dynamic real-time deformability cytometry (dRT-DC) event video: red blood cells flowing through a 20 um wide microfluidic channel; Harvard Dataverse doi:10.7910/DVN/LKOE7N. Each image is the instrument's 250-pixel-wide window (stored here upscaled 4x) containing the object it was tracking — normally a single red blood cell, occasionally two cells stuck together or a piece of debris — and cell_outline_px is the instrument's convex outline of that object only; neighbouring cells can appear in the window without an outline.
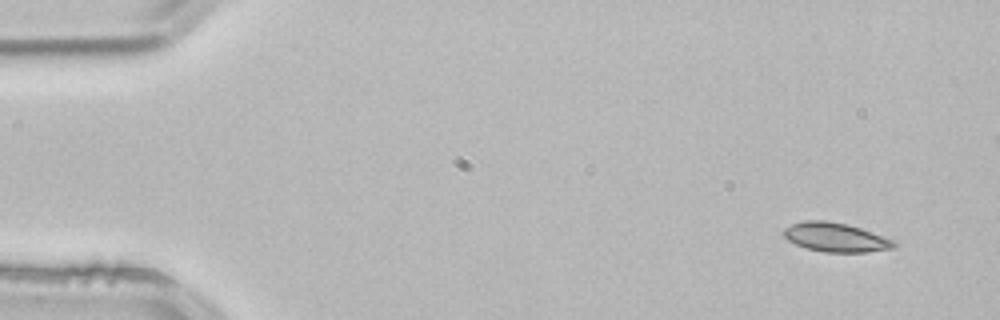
{"species": "common noctule bat (a hibernating species)", "species_latin": "Nyctalus noctula", "temperature_condition": "room temperature", "stored_images_in_passage": 4, "camera_frame_rate_fps": 3000, "um_per_image_px": 0.085, "animal": {"sex": "male", "body_mass_g": 21.5, "forearm_length_mm": 52.0}, "frame": {"image": 1, "passage_image": 1, "time_ms": 0.0, "image_size_px": [1000, 320], "cell_outline_px": [[896, 244], [892, 248], [868, 252], [824, 252], [808, 248], [796, 244], [788, 240], [780, 232], [784, 228], [792, 224], [804, 220], [824, 220], [848, 224], [860, 228], [892, 240]], "centroid_in_image_um": [70.96, 20.16], "position_along_channel_um": 14.0, "area_um2": 18.5}}